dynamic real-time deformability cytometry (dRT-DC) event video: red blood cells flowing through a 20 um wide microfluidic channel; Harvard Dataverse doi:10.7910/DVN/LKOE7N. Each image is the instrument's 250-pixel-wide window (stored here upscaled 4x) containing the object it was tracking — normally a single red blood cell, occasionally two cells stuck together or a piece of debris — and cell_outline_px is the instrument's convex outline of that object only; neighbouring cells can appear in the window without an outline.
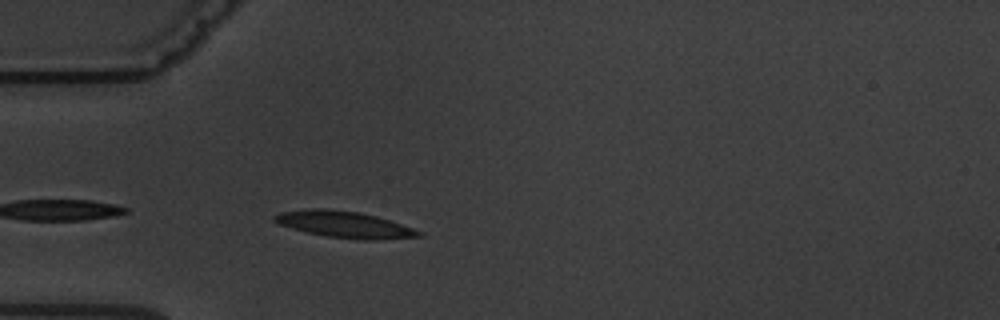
{"species": "common noctule bat (a hibernating species)", "species_latin": "Nyctalus noctula", "temperature_condition": "warm", "stored_images_in_passage": 4, "camera_frame_rate_fps": 3000, "um_per_image_px": 0.085, "animal": {"sex": "male", "body_mass_g": 19.5, "forearm_length_mm": 54.6}, "frame": {"image": 1, "passage_image": 4, "time_ms": 4.333, "image_size_px": [1000, 320], "cell_outline_px": [[424, 236], [376, 240], [360, 240], [328, 236], [308, 232], [292, 228], [280, 224], [272, 220], [272, 216], [280, 212], [308, 208], [324, 208], [360, 212], [376, 216], [424, 232]], "centroid_in_image_um": [29.27, 19.07], "position_along_channel_um": 55.7, "area_um2": 22.2}}